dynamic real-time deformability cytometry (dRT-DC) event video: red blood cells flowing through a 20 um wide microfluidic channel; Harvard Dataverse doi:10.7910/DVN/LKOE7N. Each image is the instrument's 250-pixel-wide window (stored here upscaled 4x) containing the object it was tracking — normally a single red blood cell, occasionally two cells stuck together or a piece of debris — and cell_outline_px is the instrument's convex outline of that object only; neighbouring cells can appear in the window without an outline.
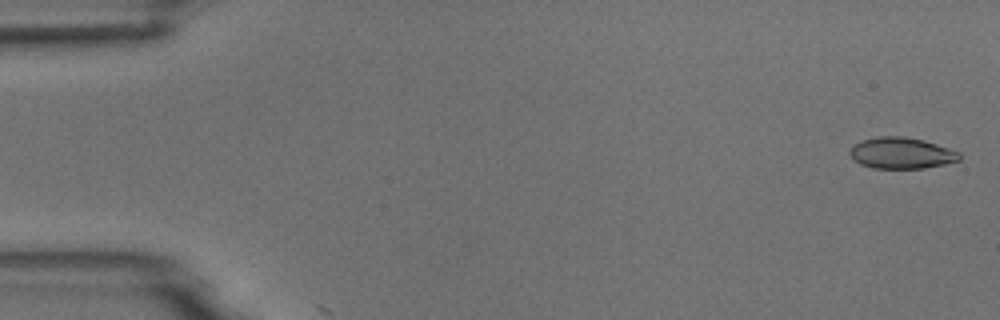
{"species": "common noctule bat (a hibernating species)", "species_latin": "Nyctalus noctula", "temperature_condition": "room temperature", "stored_images_in_passage": 5, "camera_frame_rate_fps": 3000, "um_per_image_px": 0.085, "animal": {"sex": "male", "body_mass_g": 18.8}, "frame": {"image": 1, "passage_image": 1, "time_ms": 0.0, "image_size_px": [1000, 320], "cell_outline_px": [[960, 160], [944, 164], [924, 168], [872, 168], [860, 164], [848, 152], [852, 144], [860, 140], [880, 136], [904, 136], [924, 140], [960, 152]], "centroid_in_image_um": [76.59, 13.0], "position_along_channel_um": 8.4, "area_um2": 20.0}}
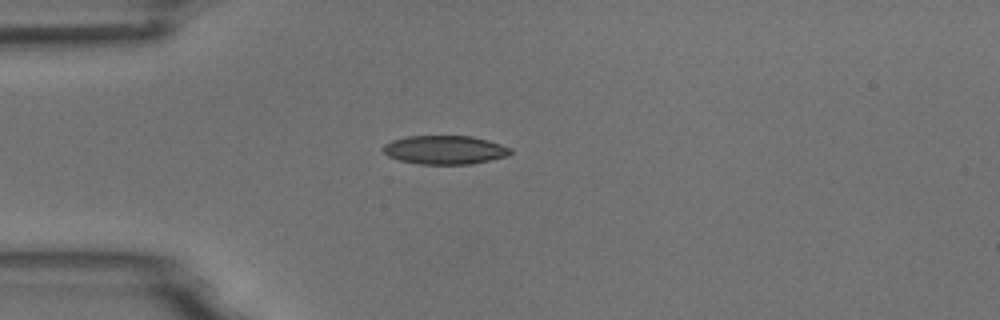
{"frame": {"image": 2, "passage_image": 4, "time_ms": 4.333, "image_size_px": [1000, 320], "cell_outline_px": [[512, 152], [508, 156], [472, 164], [420, 164], [400, 160], [388, 156], [380, 148], [384, 144], [392, 140], [408, 136], [472, 136], [488, 140], [512, 148]], "centroid_in_image_um": [37.81, 12.74], "position_along_channel_um": 47.2, "area_um2": 21.39}}